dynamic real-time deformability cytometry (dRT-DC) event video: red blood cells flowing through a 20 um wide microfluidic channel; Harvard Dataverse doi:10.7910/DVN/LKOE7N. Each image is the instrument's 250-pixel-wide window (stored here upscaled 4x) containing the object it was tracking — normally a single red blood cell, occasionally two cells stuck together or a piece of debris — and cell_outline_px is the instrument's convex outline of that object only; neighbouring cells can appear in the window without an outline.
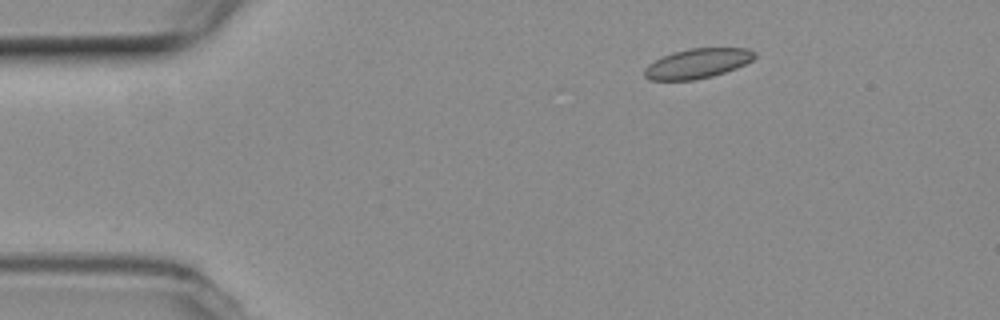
{"species": "common noctule bat (a hibernating species)", "species_latin": "Nyctalus noctula", "temperature_condition": "room temperature", "stored_images_in_passage": 47, "camera_frame_rate_fps": 3000, "um_per_image_px": 0.085, "animal": {"sex": "female", "body_mass_g": 19.3, "forearm_length_mm": 54.1}, "frame": {"image": 1, "passage_image": 1, "time_ms": 0.0, "image_size_px": [1000, 320], "cell_outline_px": [[756, 56], [752, 60], [736, 68], [712, 76], [692, 80], [648, 80], [644, 76], [644, 68], [648, 64], [660, 56], [672, 52], [688, 48], [748, 48], [756, 52]], "centroid_in_image_um": [59.25, 5.38], "position_along_channel_um": 25.8, "area_um2": 19.25}}
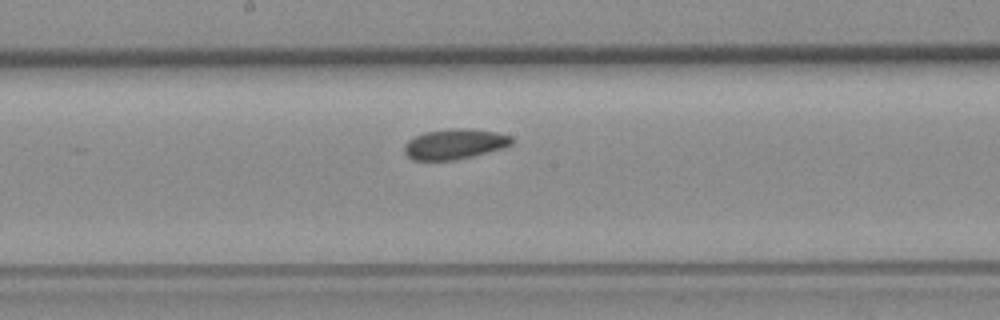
{"frame": {"image": 2, "passage_image": 21, "time_ms": 6.667, "image_size_px": [1000, 320], "cell_outline_px": [[516, 140], [512, 144], [504, 148], [452, 160], [412, 160], [404, 152], [404, 144], [408, 140], [424, 132], [448, 128], [472, 128], [496, 132], [512, 136]], "centroid_in_image_um": [38.66, 12.22], "position_along_channel_um": 209.5, "area_um2": 19.07}}
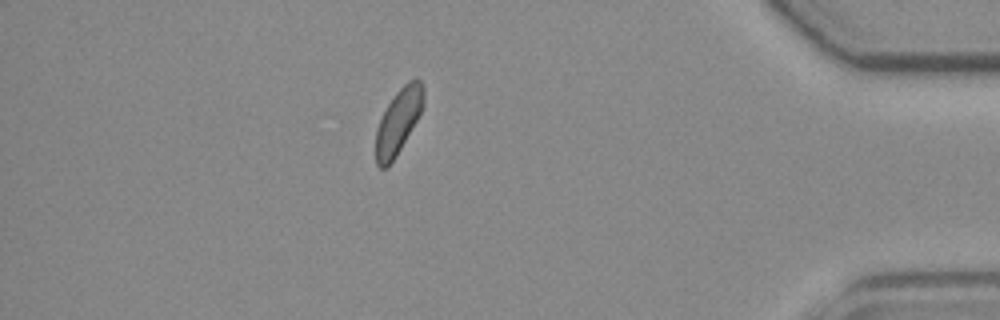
{"frame": {"image": 3, "passage_image": 40, "time_ms": 13.0, "image_size_px": [1000, 320], "cell_outline_px": [[424, 104], [416, 120], [396, 156], [388, 168], [380, 168], [376, 164], [376, 128], [388, 104], [396, 92], [408, 80], [416, 76], [420, 80], [424, 88]], "centroid_in_image_um": [33.86, 10.29], "position_along_channel_um": 401.3, "area_um2": 17.92}, "authors_computed_cell_mechanics": {"area_um2": 19.074, "velocity_mm_per_s": 3.7557, "shape_relaxation_time_tau1_ms": 9.0073, "shape_relaxation_time_tau2_ms": 3.2502, "deformation_change_tau1": 0.0969, "deformation_change_tau2": 0.0844}}